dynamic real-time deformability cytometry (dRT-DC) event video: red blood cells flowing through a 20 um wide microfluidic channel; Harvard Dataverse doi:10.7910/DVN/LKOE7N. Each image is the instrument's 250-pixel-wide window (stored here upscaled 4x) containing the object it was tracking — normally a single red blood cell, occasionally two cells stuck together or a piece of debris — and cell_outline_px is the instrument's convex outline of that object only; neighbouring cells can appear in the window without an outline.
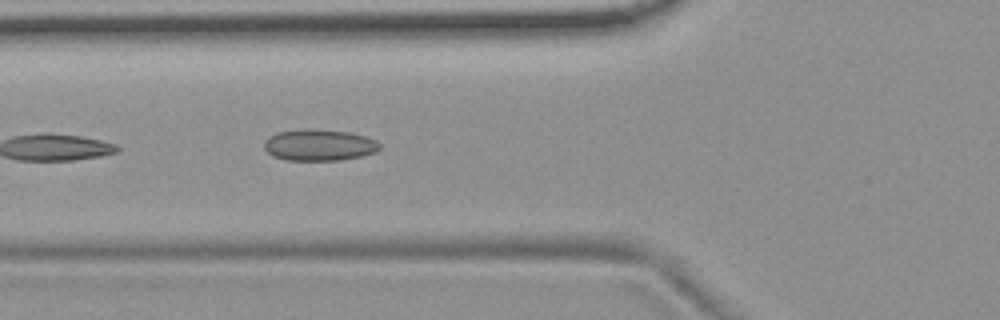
{"species": "common noctule bat (a hibernating species)", "species_latin": "Nyctalus noctula", "temperature_condition": "room temperature", "stored_images_in_passage": 5, "camera_frame_rate_fps": 3000, "um_per_image_px": 0.085, "animal": {"sex": "female", "body_mass_g": 19.9}, "frame": {"image": 1, "passage_image": 5, "time_ms": 1.333, "image_size_px": [1000, 320], "cell_outline_px": [[380, 148], [376, 152], [360, 156], [340, 160], [284, 160], [272, 156], [264, 148], [264, 140], [268, 136], [276, 132], [312, 128], [348, 132], [364, 136], [376, 140], [380, 144]], "centroid_in_image_um": [27.09, 12.32], "position_along_channel_um": 98.7, "area_um2": 21.27}}